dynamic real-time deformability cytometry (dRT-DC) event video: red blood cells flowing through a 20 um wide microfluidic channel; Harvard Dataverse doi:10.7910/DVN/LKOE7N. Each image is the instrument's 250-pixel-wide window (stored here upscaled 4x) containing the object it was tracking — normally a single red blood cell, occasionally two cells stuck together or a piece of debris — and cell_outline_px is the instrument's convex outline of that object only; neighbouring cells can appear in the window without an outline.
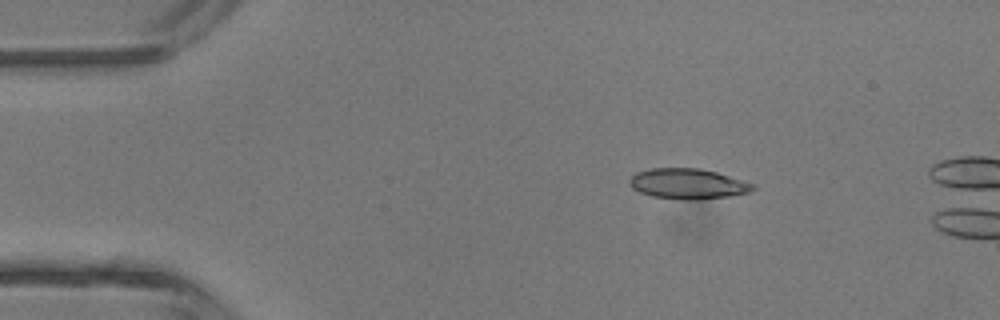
{"species": "common noctule bat (a hibernating species)", "species_latin": "Nyctalus noctula", "temperature_condition": "room temperature", "stored_images_in_passage": 4, "camera_frame_rate_fps": 3000, "um_per_image_px": 0.085, "animal": {"sex": "male", "body_mass_g": 13.3}, "frame": {"image": 1, "passage_image": 2, "time_ms": 1.0, "image_size_px": [1000, 320], "cell_outline_px": [[756, 188], [748, 192], [732, 196], [700, 200], [680, 200], [652, 196], [640, 192], [632, 188], [628, 180], [636, 172], [652, 168], [700, 168], [716, 172], [756, 184]], "centroid_in_image_um": [58.48, 15.63], "position_along_channel_um": 26.5, "area_um2": 22.08}}